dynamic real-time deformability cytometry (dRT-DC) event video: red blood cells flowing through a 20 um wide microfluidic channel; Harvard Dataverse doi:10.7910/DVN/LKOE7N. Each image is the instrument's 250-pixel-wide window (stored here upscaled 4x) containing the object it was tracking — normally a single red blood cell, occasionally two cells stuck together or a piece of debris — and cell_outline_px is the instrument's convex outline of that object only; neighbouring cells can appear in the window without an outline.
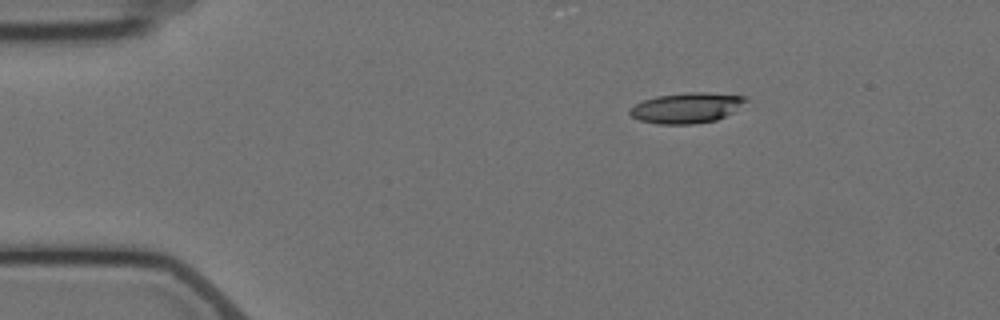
{"species": "Egyptian fruit bat (a non-hibernating species)", "species_latin": "Rousettus aegyptiacus", "temperature_condition": "cold", "stored_images_in_passage": 3, "camera_frame_rate_fps": 3000, "um_per_image_px": 0.085, "animal": {"sex": "female"}, "frame": {"image": 1, "passage_image": 1, "time_ms": 0.0, "image_size_px": [1000, 320], "cell_outline_px": [[748, 100], [732, 112], [716, 120], [692, 124], [656, 124], [640, 120], [632, 116], [628, 112], [628, 108], [644, 100], [656, 96], [688, 92], [708, 92], [744, 96]], "centroid_in_image_um": [58.33, 9.16], "position_along_channel_um": 26.7, "area_um2": 20.46}}